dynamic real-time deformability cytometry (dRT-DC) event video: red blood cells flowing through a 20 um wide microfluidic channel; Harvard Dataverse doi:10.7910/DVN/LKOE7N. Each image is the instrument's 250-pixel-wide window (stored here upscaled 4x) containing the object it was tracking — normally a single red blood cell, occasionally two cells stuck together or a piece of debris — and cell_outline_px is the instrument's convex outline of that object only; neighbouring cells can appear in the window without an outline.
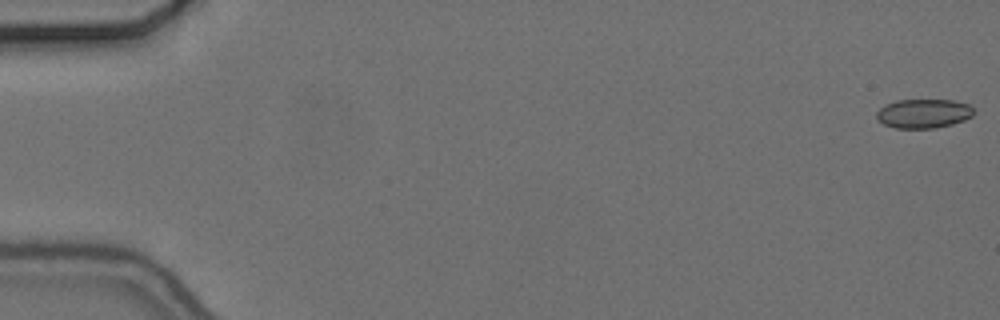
{"species": "common noctule bat (a hibernating species)", "species_latin": "Nyctalus noctula", "temperature_condition": "cold", "stored_images_in_passage": 57, "camera_frame_rate_fps": 3000, "um_per_image_px": 0.085, "animal": {"sex": "female", "body_mass_g": 24.6, "forearm_length_mm": 56.2}, "frame": {"image": 1, "passage_image": 1, "time_ms": 0.0, "image_size_px": [1000, 320], "cell_outline_px": [[976, 112], [972, 116], [964, 120], [952, 124], [936, 128], [896, 128], [884, 124], [876, 116], [876, 112], [880, 108], [896, 100], [952, 100], [968, 104]], "centroid_in_image_um": [78.53, 9.65], "position_along_channel_um": 6.5, "area_um2": 16.42}}
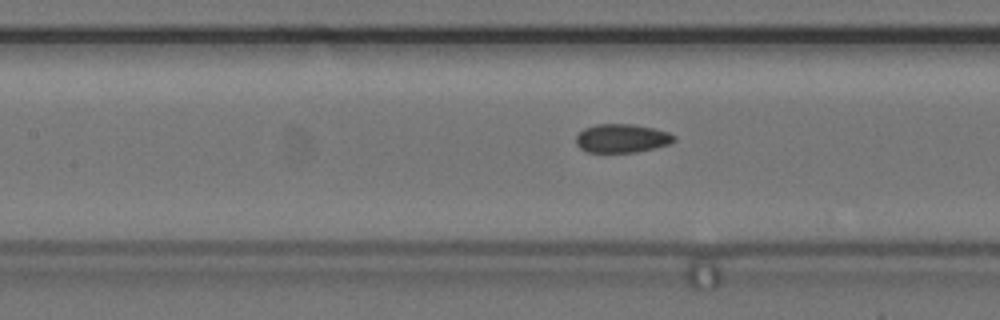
{"frame": {"image": 2, "passage_image": 26, "time_ms": 8.333, "image_size_px": [1000, 320], "cell_outline_px": [[676, 140], [668, 144], [636, 152], [588, 152], [580, 148], [576, 144], [576, 136], [584, 128], [596, 124], [632, 124], [652, 128], [668, 132], [676, 136]], "centroid_in_image_um": [52.84, 11.75], "position_along_channel_um": 154.6, "area_um2": 16.24}}
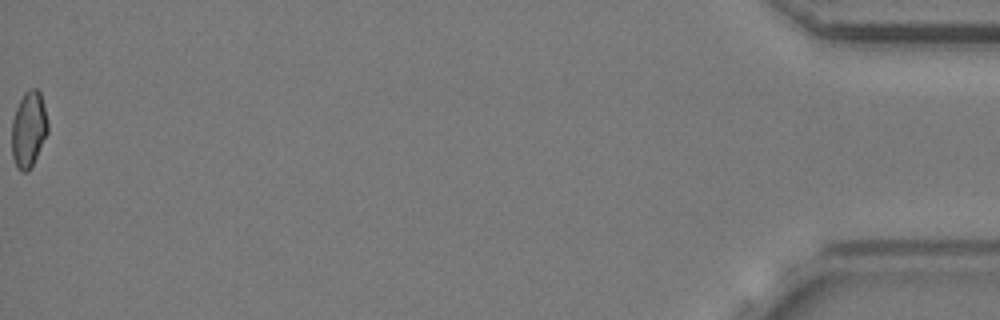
{"frame": {"image": 3, "passage_image": 57, "time_ms": 18.667, "image_size_px": [1000, 320], "cell_outline_px": [[48, 132], [28, 172], [20, 172], [16, 168], [12, 156], [12, 120], [16, 108], [24, 92], [28, 88], [36, 88], [40, 92], [44, 104], [48, 120]], "centroid_in_image_um": [2.43, 10.98], "position_along_channel_um": 432.8, "area_um2": 16.07}, "authors_computed_cell_mechanics": {"area_um2": 16.7042, "velocity_mm_per_s": 3.681, "shape_relaxation_time_tau1_ms": null, "shape_relaxation_time_tau2_ms": 2.1187, "deformation_change_tau1": null, "deformation_change_tau2": 0.0646}}